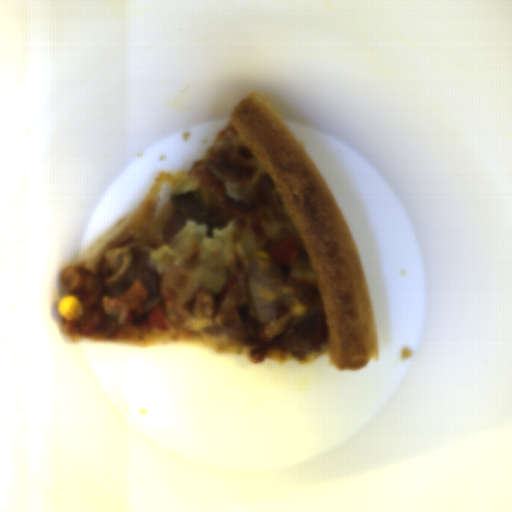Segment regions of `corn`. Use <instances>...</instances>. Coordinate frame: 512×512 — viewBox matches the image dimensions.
<instances>
[{
	"mask_svg": "<svg viewBox=\"0 0 512 512\" xmlns=\"http://www.w3.org/2000/svg\"><path fill=\"white\" fill-rule=\"evenodd\" d=\"M57 307L60 316L68 321L81 320L84 317L83 305L76 296L62 295Z\"/></svg>",
	"mask_w": 512,
	"mask_h": 512,
	"instance_id": "obj_1",
	"label": "corn"
}]
</instances>
